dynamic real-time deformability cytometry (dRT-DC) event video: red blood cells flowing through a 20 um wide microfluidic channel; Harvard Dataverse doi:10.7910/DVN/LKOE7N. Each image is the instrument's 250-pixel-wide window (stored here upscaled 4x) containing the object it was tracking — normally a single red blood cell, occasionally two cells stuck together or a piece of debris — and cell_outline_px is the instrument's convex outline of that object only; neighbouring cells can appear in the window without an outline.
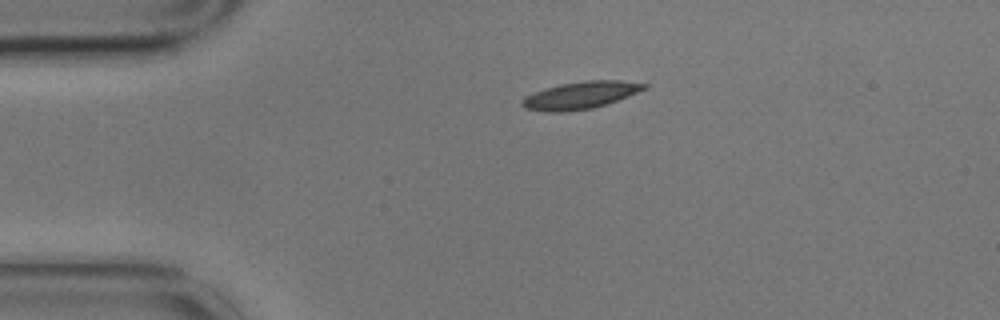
{"species": "common noctule bat (a hibernating species)", "species_latin": "Nyctalus noctula", "temperature_condition": "cold", "stored_images_in_passage": 2, "camera_frame_rate_fps": 3000, "um_per_image_px": 0.085, "animal": {"sex": "male", "body_mass_g": 17.9}, "frame": {"image": 1, "passage_image": 1, "time_ms": 0.0, "image_size_px": [1000, 320], "cell_outline_px": [[648, 88], [628, 96], [592, 108], [568, 112], [544, 112], [524, 108], [520, 104], [520, 100], [524, 96], [560, 84], [584, 80], [620, 80], [648, 84]], "centroid_in_image_um": [49.31, 8.1], "position_along_channel_um": 35.7, "area_um2": 19.42}}